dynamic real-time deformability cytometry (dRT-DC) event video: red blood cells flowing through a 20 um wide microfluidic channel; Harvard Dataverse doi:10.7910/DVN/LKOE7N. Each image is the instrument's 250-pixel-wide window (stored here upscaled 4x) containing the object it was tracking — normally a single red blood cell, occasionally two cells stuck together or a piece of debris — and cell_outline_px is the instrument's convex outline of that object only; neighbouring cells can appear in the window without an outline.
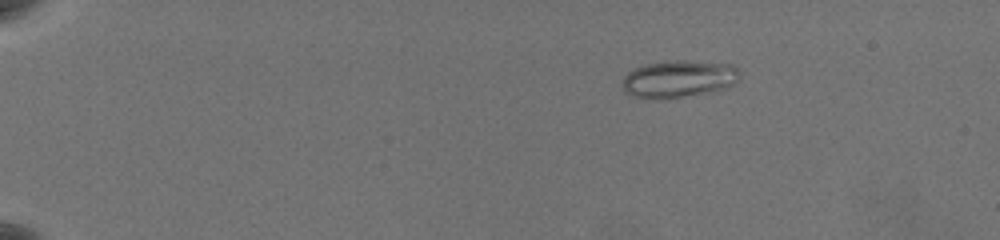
{"species": "common noctule bat (a hibernating species)", "species_latin": "Nyctalus noctula", "temperature_condition": "warm", "stored_images_in_passage": 52, "camera_frame_rate_fps": 3000, "um_per_image_px": 0.085, "animal": {"sex": "female", "body_mass_g": 19.5, "forearm_length_mm": 54.1}, "frame": {"image": 1, "passage_image": 1, "time_ms": 0.0, "image_size_px": [1000, 240], "cell_outline_px": [[736, 80], [732, 84], [724, 88], [712, 92], [664, 100], [656, 100], [632, 96], [624, 92], [620, 84], [624, 76], [628, 72], [644, 64], [668, 60], [684, 60], [732, 64], [736, 68]], "centroid_in_image_um": [57.59, 6.73], "position_along_channel_um": 27.4, "area_um2": 25.78}}
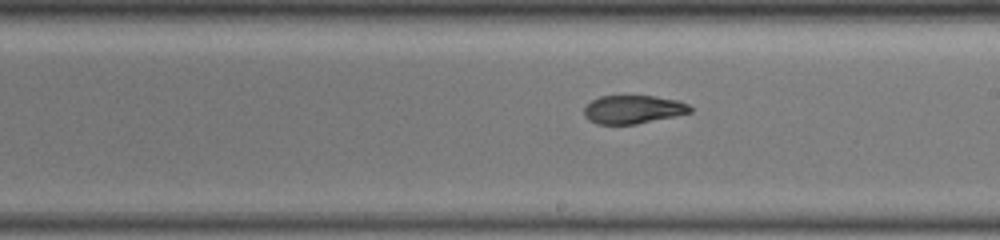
{"frame": {"image": 2, "passage_image": 29, "time_ms": 9.333, "image_size_px": [1000, 240], "cell_outline_px": [[692, 112], [636, 124], [596, 124], [588, 120], [584, 116], [584, 108], [592, 100], [600, 96], [652, 96], [676, 100], [688, 104], [692, 108]], "centroid_in_image_um": [53.78, 9.31], "position_along_channel_um": 235.2, "area_um2": 17.4}}
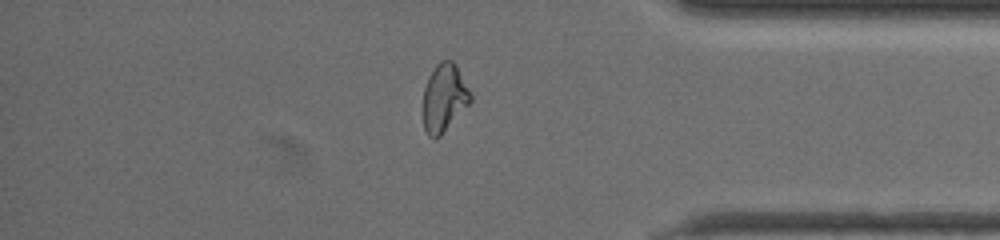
{"frame": {"image": 3, "passage_image": 44, "time_ms": 14.333, "image_size_px": [1000, 240], "cell_outline_px": [[472, 100], [440, 136], [428, 136], [424, 128], [424, 88], [428, 76], [436, 64], [440, 60], [452, 60], [456, 64], [472, 92]], "centroid_in_image_um": [37.78, 8.26], "position_along_channel_um": 397.4, "area_um2": 18.67}, "authors_computed_cell_mechanics": {"area_um2": 18.6694, "velocity_mm_per_s": 3.5188, "shape_relaxation_time_tau1_ms": null, "shape_relaxation_time_tau2_ms": 2.0849, "deformation_change_tau1": null, "deformation_change_tau2": 0.0844}}